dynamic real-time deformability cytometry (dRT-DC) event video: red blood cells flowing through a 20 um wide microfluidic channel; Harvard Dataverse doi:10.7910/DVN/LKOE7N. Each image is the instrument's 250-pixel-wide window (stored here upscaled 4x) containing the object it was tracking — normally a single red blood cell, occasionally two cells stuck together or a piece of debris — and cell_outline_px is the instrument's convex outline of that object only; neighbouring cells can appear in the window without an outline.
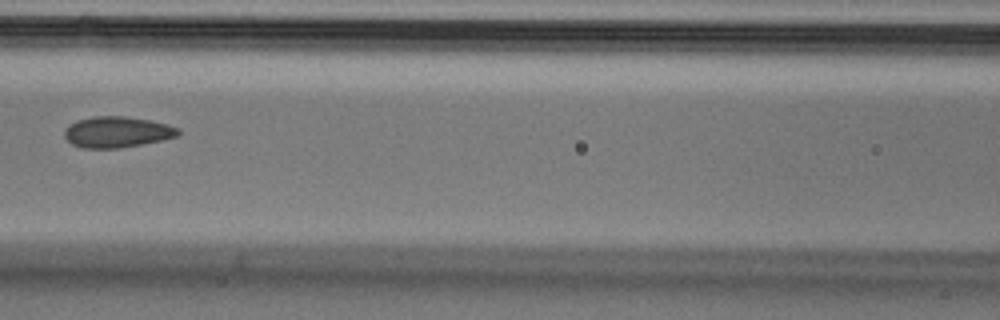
{"species": "Egyptian fruit bat (a non-hibernating species)", "species_latin": "Rousettus aegyptiacus", "temperature_condition": "cold", "stored_images_in_passage": 7, "camera_frame_rate_fps": 3000, "um_per_image_px": 0.085, "animal": {"sex": "male"}, "frame": {"image": 1, "passage_image": 6, "time_ms": 1.667, "image_size_px": [1000, 320], "cell_outline_px": [[180, 132], [176, 136], [160, 140], [120, 148], [80, 148], [72, 144], [64, 136], [64, 128], [68, 124], [76, 120], [92, 116], [124, 116], [148, 120], [168, 124], [180, 128]], "centroid_in_image_um": [9.9, 11.21], "position_along_channel_um": 156.7, "area_um2": 20.58}}
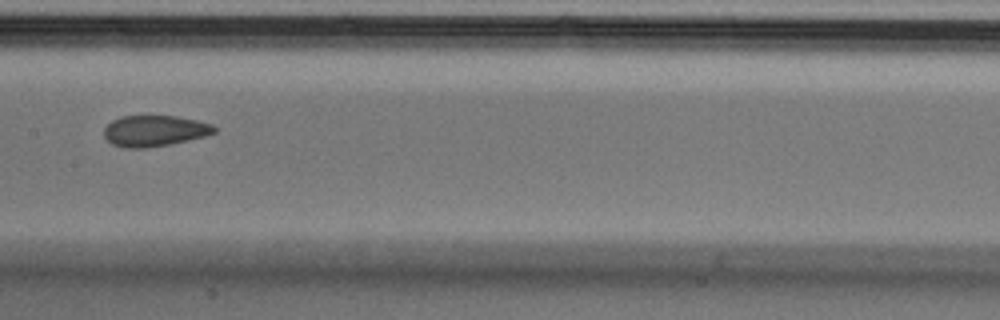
{"frame": {"image": 2, "passage_image": 7, "time_ms": 2.0, "image_size_px": [1000, 320], "cell_outline_px": [[216, 132], [204, 136], [188, 140], [148, 148], [128, 148], [112, 144], [104, 136], [104, 128], [112, 120], [120, 116], [176, 116], [196, 120], [212, 124], [216, 128]], "centroid_in_image_um": [13.12, 11.12], "position_along_channel_um": 194.3, "area_um2": 19.83}}